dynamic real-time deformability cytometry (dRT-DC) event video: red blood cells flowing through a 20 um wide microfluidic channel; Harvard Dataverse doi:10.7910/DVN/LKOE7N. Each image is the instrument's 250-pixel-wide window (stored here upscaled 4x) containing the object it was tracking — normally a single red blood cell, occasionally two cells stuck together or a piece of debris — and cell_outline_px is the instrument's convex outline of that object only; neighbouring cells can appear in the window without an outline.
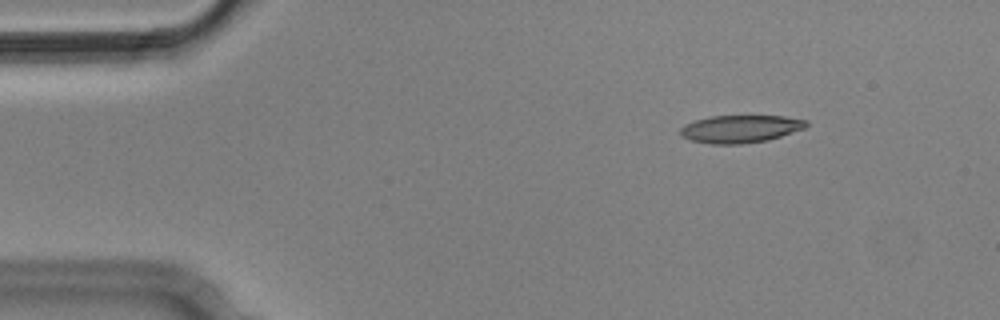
{"species": "Egyptian fruit bat (a non-hibernating species)", "species_latin": "Rousettus aegyptiacus", "temperature_condition": "cold", "stored_images_in_passage": 7, "camera_frame_rate_fps": 3000, "um_per_image_px": 0.085, "animal": {"sex": "male"}, "frame": {"image": 1, "passage_image": 2, "time_ms": 0.333, "image_size_px": [1000, 320], "cell_outline_px": [[808, 124], [804, 128], [768, 140], [740, 144], [712, 144], [692, 140], [680, 136], [680, 128], [684, 124], [696, 120], [712, 116], [784, 116], [808, 120]], "centroid_in_image_um": [62.92, 10.95], "position_along_channel_um": 22.1, "area_um2": 20.17}}
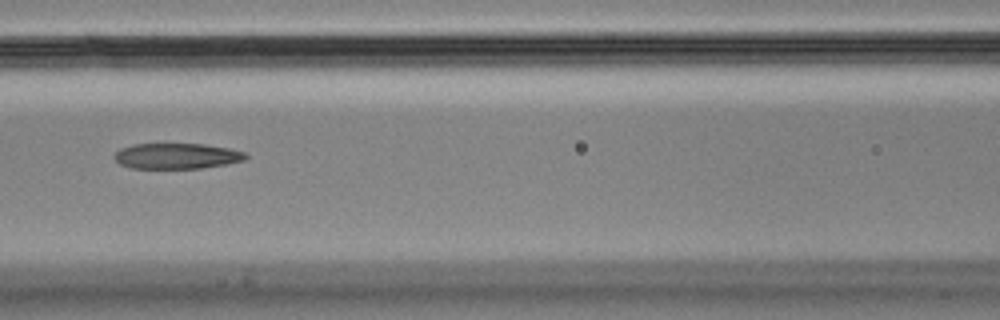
{"frame": {"image": 2, "passage_image": 6, "time_ms": 1.667, "image_size_px": [1000, 320], "cell_outline_px": [[248, 156], [244, 160], [228, 164], [200, 168], [132, 168], [120, 164], [112, 156], [120, 148], [132, 144], [204, 144], [228, 148], [244, 152]], "centroid_in_image_um": [15.01, 13.26], "position_along_channel_um": 151.6, "area_um2": 19.59}}
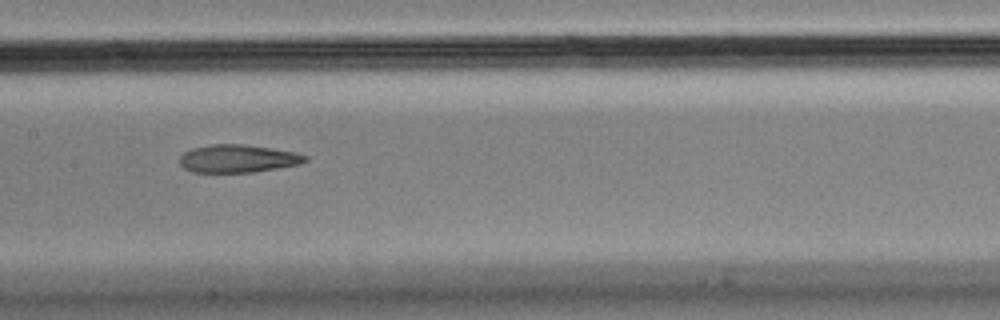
{"frame": {"image": 3, "passage_image": 7, "time_ms": 2.0, "image_size_px": [1000, 320], "cell_outline_px": [[308, 160], [300, 164], [252, 172], [192, 172], [184, 168], [180, 164], [180, 156], [184, 152], [192, 148], [208, 144], [244, 144], [296, 152], [308, 156]], "centroid_in_image_um": [20.21, 13.47], "position_along_channel_um": 187.2, "area_um2": 20.4}}